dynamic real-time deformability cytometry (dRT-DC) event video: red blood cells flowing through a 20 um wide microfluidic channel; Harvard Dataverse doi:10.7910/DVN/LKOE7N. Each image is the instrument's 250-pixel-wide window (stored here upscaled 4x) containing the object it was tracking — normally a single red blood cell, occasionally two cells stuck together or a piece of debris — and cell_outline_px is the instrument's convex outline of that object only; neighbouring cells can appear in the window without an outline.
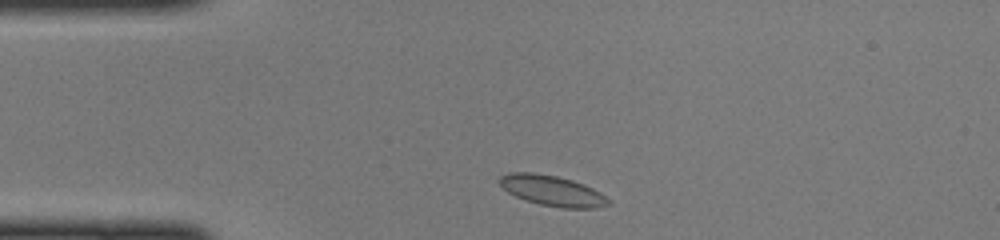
{"species": "common noctule bat (a hibernating species)", "species_latin": "Nyctalus noctula", "temperature_condition": "cold", "stored_images_in_passage": 39, "camera_frame_rate_fps": 3000, "um_per_image_px": 0.085, "animal": {"sex": "female", "body_mass_g": 22.0, "forearm_length_mm": 56.7}, "frame": {"image": 1, "passage_image": 2, "time_ms": 0.333, "image_size_px": [1000, 240], "cell_outline_px": [[612, 204], [596, 208], [560, 208], [540, 204], [524, 200], [508, 192], [496, 180], [500, 176], [508, 172], [532, 172], [556, 176], [572, 180], [584, 184], [600, 192]], "centroid_in_image_um": [46.91, 16.21], "position_along_channel_um": 38.1, "area_um2": 19.36}}
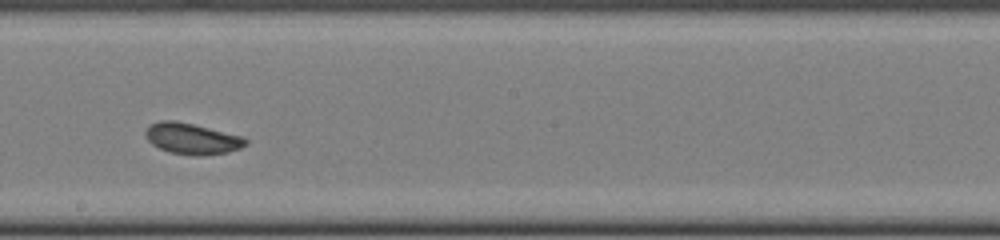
{"frame": {"image": 2, "passage_image": 18, "time_ms": 5.667, "image_size_px": [1000, 240], "cell_outline_px": [[248, 144], [240, 148], [228, 152], [200, 156], [196, 156], [168, 152], [152, 144], [144, 136], [144, 132], [148, 124], [160, 120], [176, 120], [244, 136], [248, 140]], "centroid_in_image_um": [16.31, 11.78], "position_along_channel_um": 231.9, "area_um2": 18.44}}
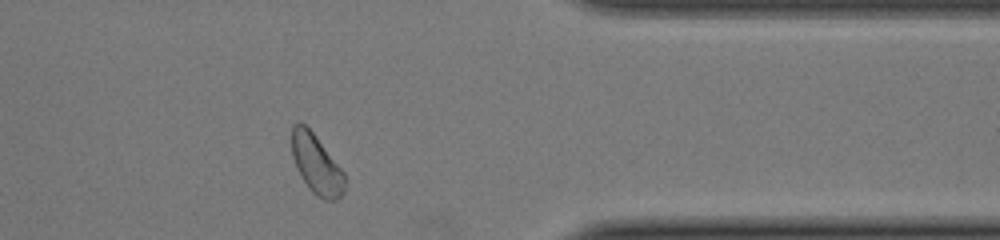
{"frame": {"image": 3, "passage_image": 30, "time_ms": 9.667, "image_size_px": [1000, 240], "cell_outline_px": [[344, 192], [336, 200], [324, 200], [316, 196], [308, 188], [300, 176], [296, 168], [292, 156], [292, 124], [296, 120], [300, 120], [312, 132], [344, 172]], "centroid_in_image_um": [26.86, 13.96], "position_along_channel_um": 384.5, "area_um2": 18.32}}